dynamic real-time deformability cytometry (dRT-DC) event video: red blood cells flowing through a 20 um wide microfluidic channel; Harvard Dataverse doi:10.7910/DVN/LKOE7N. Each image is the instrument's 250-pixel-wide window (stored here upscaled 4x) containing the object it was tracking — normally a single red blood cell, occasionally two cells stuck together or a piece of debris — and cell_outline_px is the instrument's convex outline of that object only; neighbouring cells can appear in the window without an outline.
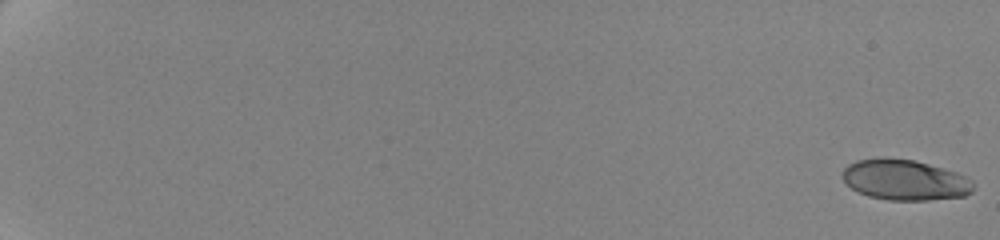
{"species": "human", "species_latin": "Homo sapiens", "temperature_condition": "cold", "stored_images_in_passage": 15, "camera_frame_rate_fps": 3000, "um_per_image_px": 0.085, "donor": {"sex": "female"}, "frame": {"image": 1, "passage_image": 1, "time_ms": 0.0, "image_size_px": [1000, 240], "cell_outline_px": [[972, 192], [964, 196], [928, 200], [888, 200], [868, 196], [852, 188], [844, 180], [844, 168], [848, 164], [856, 160], [880, 156], [884, 156], [912, 160], [928, 164], [956, 172], [972, 180]], "centroid_in_image_um": [76.89, 15.28], "position_along_channel_um": 8.1, "area_um2": 30.87}}